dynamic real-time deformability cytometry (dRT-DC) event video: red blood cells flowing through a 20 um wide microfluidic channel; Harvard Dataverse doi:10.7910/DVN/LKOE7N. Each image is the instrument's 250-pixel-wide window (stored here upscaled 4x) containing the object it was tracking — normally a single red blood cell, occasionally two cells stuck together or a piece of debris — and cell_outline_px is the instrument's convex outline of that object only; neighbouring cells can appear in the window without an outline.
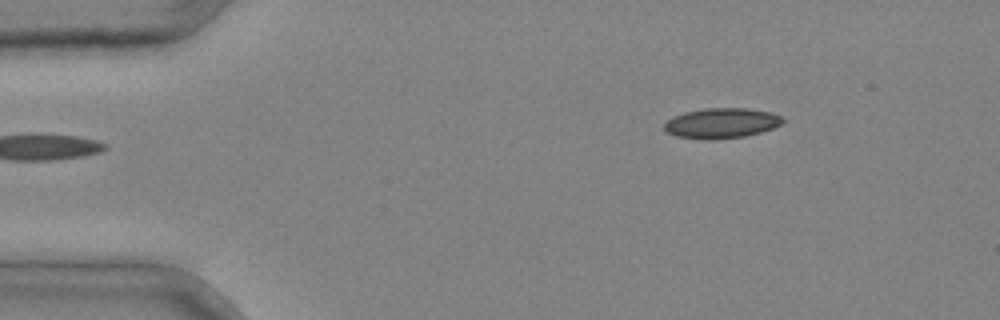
{"species": "common noctule bat (a hibernating species)", "species_latin": "Nyctalus noctula", "temperature_condition": "cold", "stored_images_in_passage": 2, "camera_frame_rate_fps": 3000, "um_per_image_px": 0.085, "animal": {"sex": "male", "body_mass_g": 20.4}, "frame": {"image": 1, "passage_image": 2, "time_ms": 0.333, "image_size_px": [1000, 320], "cell_outline_px": [[784, 120], [780, 124], [772, 128], [760, 132], [744, 136], [712, 140], [708, 140], [676, 136], [668, 132], [664, 128], [664, 124], [668, 120], [684, 112], [704, 108], [748, 108], [772, 112], [780, 116]], "centroid_in_image_um": [61.33, 10.46], "position_along_channel_um": 23.7, "area_um2": 20.69}}